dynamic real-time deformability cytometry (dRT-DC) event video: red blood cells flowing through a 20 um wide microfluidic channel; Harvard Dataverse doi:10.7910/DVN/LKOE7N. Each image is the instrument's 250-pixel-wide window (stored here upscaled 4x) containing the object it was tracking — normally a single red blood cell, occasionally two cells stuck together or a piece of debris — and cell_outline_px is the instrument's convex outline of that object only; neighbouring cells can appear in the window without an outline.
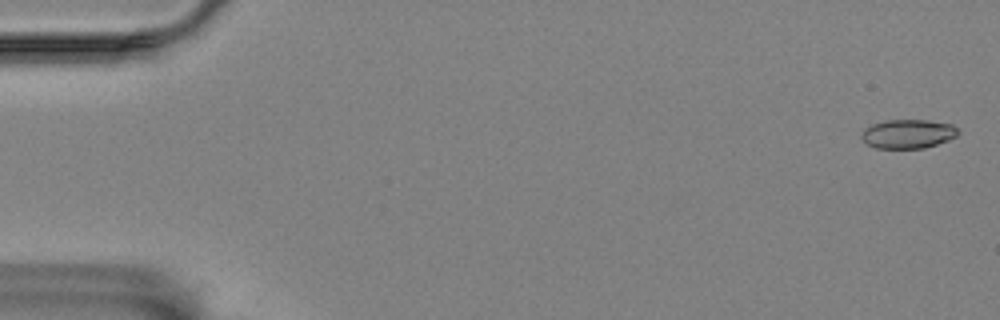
{"species": "Egyptian fruit bat (a non-hibernating species)", "species_latin": "Rousettus aegyptiacus", "temperature_condition": "room temperature", "stored_images_in_passage": 57, "camera_frame_rate_fps": 3000, "um_per_image_px": 0.085, "animal": {"sex": "female"}, "frame": {"image": 1, "passage_image": 2, "time_ms": 0.333, "image_size_px": [1000, 320], "cell_outline_px": [[960, 132], [956, 136], [948, 140], [924, 148], [876, 148], [868, 144], [860, 136], [864, 128], [872, 124], [884, 120], [928, 120], [952, 124]], "centroid_in_image_um": [77.17, 11.37], "position_along_channel_um": 7.8, "area_um2": 16.3}}
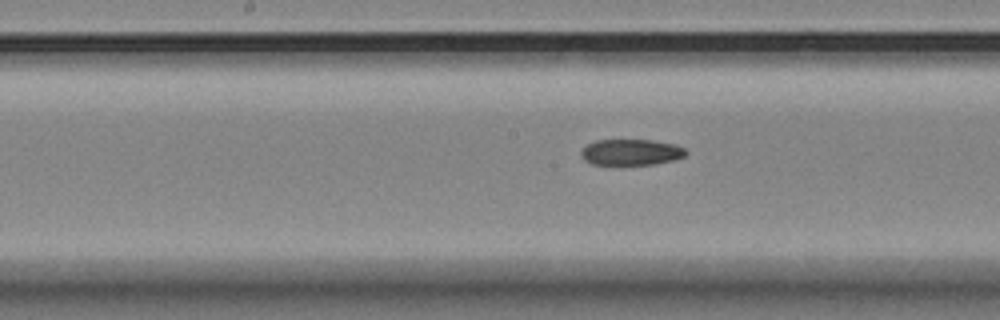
{"frame": {"image": 2, "passage_image": 30, "time_ms": 9.667, "image_size_px": [1000, 320], "cell_outline_px": [[688, 152], [684, 156], [676, 160], [652, 164], [592, 164], [584, 160], [580, 156], [580, 152], [588, 144], [596, 140], [652, 140], [672, 144], [684, 148]], "centroid_in_image_um": [53.63, 12.94], "position_along_channel_um": 194.6, "area_um2": 15.78}}
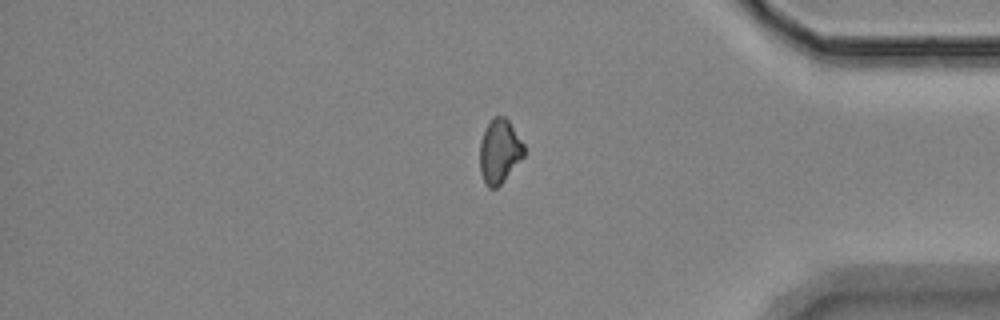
{"frame": {"image": 3, "passage_image": 49, "time_ms": 16.0, "image_size_px": [1000, 320], "cell_outline_px": [[524, 156], [504, 180], [496, 188], [488, 188], [480, 172], [480, 140], [492, 116], [504, 116], [508, 120], [524, 144]], "centroid_in_image_um": [42.45, 12.85], "position_along_channel_um": 392.8, "area_um2": 16.36}}